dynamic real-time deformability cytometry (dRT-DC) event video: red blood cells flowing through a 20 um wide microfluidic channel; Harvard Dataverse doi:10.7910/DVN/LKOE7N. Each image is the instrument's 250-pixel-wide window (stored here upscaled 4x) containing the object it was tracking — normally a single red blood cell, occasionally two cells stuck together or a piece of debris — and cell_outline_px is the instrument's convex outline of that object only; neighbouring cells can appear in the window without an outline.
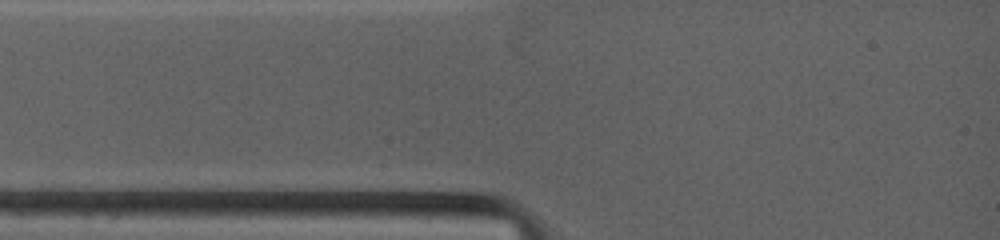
{"species": "common noctule bat (a hibernating species)", "species_latin": "Nyctalus noctula", "temperature_condition": "warm", "stored_images_in_passage": 1, "camera_frame_rate_fps": 4500, "um_per_image_px": 0.085, "animal": {"sex": "female", "body_mass_g": 19.0, "forearm_length_mm": 53.3}, "frame": {"image": 1, "passage_image": 1, "time_ms": 0.0, "image_size_px": [1000, 240], "cell_outline_px": [[900, 132], [888, 160], [876, 180], [848, 180], [820, 152], [812, 136], [812, 116], [856, 112], [884, 124]], "centroid_in_image_um": [72.62, 12.22], "position_along_channel_um": 12.4, "area_um2": 30.81}}